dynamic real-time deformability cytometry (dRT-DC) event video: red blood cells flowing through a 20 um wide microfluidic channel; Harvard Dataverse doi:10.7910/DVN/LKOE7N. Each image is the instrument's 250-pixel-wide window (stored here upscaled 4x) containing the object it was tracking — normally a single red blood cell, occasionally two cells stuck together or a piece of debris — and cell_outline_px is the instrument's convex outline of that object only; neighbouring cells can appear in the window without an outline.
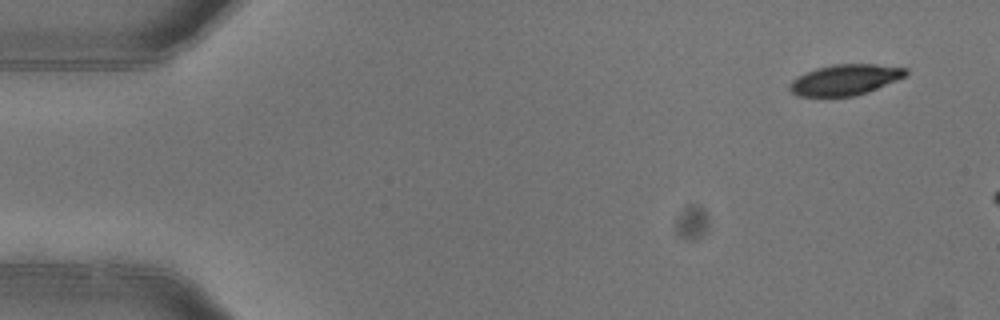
{"species": "common noctule bat (a hibernating species)", "species_latin": "Nyctalus noctula", "temperature_condition": "warm", "stored_images_in_passage": 4, "camera_frame_rate_fps": 3000, "um_per_image_px": 0.085, "animal": {"sex": "female"}, "frame": {"image": 1, "passage_image": 1, "time_ms": 0.0, "image_size_px": [1000, 320], "cell_outline_px": [[908, 72], [904, 76], [896, 80], [868, 92], [856, 96], [796, 96], [788, 88], [788, 84], [796, 76], [816, 68], [832, 64], [876, 64], [908, 68]], "centroid_in_image_um": [71.8, 6.77], "position_along_channel_um": 13.2, "area_um2": 20.87}}